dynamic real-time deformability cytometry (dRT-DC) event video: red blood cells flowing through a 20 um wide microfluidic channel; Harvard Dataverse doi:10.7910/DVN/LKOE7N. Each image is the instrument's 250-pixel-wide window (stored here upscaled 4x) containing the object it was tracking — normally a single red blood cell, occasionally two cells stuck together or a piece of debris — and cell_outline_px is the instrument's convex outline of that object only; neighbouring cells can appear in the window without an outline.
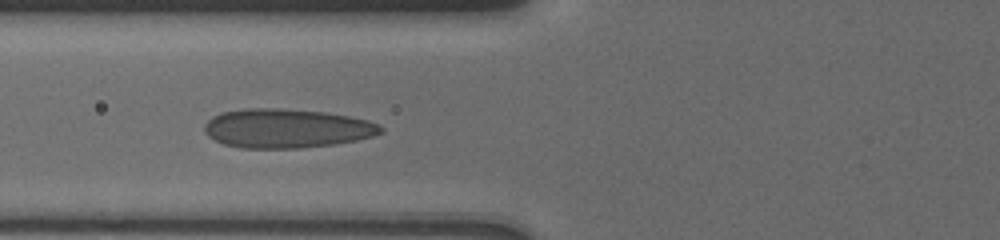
{"species": "human", "species_latin": "Homo sapiens", "temperature_condition": "cold", "stored_images_in_passage": 33, "camera_frame_rate_fps": 3000, "um_per_image_px": 0.085, "donor": {"sex": "male"}, "frame": {"image": 1, "passage_image": 5, "time_ms": 2.0, "image_size_px": [1000, 240], "cell_outline_px": [[384, 132], [372, 136], [356, 140], [336, 144], [300, 148], [240, 148], [224, 144], [208, 136], [204, 132], [204, 124], [212, 116], [220, 112], [244, 108], [276, 108], [324, 112], [348, 116], [368, 120], [380, 124], [384, 128]], "centroid_in_image_um": [24.35, 10.91], "position_along_channel_um": 101.4, "area_um2": 40.4}}
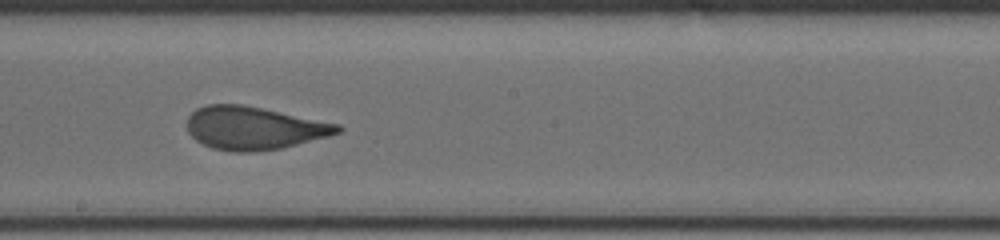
{"frame": {"image": 2, "passage_image": 14, "time_ms": 5.333, "image_size_px": [1000, 240], "cell_outline_px": [[344, 128], [340, 132], [328, 136], [280, 148], [252, 152], [232, 152], [212, 148], [196, 140], [188, 132], [188, 116], [196, 108], [208, 104], [244, 104], [340, 124]], "centroid_in_image_um": [21.58, 10.87], "position_along_channel_um": 226.6, "area_um2": 37.69}}
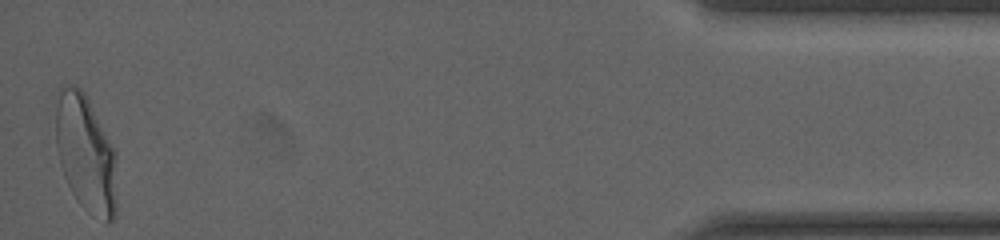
{"frame": {"image": 3, "passage_image": 33, "time_ms": 12.667, "image_size_px": [1000, 240], "cell_outline_px": [[116, 216], [108, 224], [104, 224], [92, 216], [80, 204], [72, 192], [64, 176], [60, 164], [56, 144], [56, 108], [60, 84], [72, 84], [80, 88], [84, 92], [116, 152]], "centroid_in_image_um": [7.3, 13.09], "position_along_channel_um": 427.9, "area_um2": 42.08}, "authors_computed_cell_mechanics": {"area_um2": 37.6856, "velocity_mm_per_s": 3.7287, "shape_relaxation_time_tau1_ms": 5.7369, "shape_relaxation_time_tau2_ms": null, "deformation_change_tau1": 0.1627, "deformation_change_tau2": null}}